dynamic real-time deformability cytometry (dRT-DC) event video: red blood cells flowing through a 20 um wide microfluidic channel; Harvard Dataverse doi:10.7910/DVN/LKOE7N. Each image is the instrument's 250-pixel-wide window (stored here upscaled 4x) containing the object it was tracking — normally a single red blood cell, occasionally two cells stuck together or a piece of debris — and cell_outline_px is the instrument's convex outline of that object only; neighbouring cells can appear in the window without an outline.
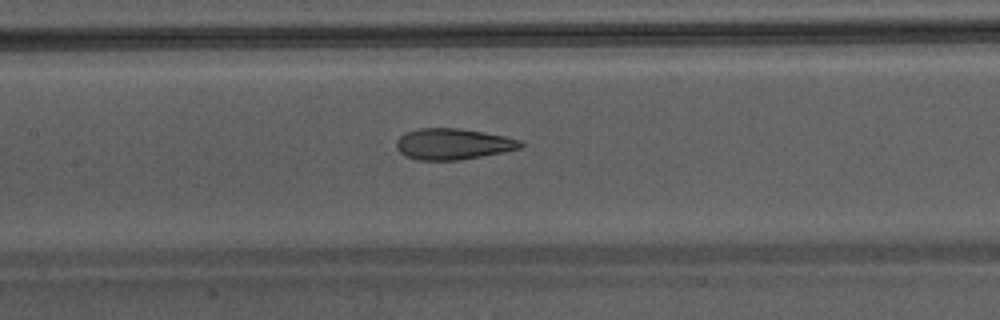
{"species": "Egyptian fruit bat (a non-hibernating species)", "species_latin": "Rousettus aegyptiacus", "temperature_condition": "warm", "stored_images_in_passage": 35, "camera_frame_rate_fps": 3000, "um_per_image_px": 0.085, "animal": {"sex": "male"}, "frame": {"image": 1, "passage_image": 11, "time_ms": 3.333, "image_size_px": [1000, 320], "cell_outline_px": [[524, 144], [520, 148], [504, 152], [460, 160], [416, 160], [400, 152], [396, 148], [396, 140], [404, 132], [420, 128], [460, 128], [484, 132], [504, 136], [520, 140]], "centroid_in_image_um": [38.49, 12.24], "position_along_channel_um": 168.9, "area_um2": 22.54}}